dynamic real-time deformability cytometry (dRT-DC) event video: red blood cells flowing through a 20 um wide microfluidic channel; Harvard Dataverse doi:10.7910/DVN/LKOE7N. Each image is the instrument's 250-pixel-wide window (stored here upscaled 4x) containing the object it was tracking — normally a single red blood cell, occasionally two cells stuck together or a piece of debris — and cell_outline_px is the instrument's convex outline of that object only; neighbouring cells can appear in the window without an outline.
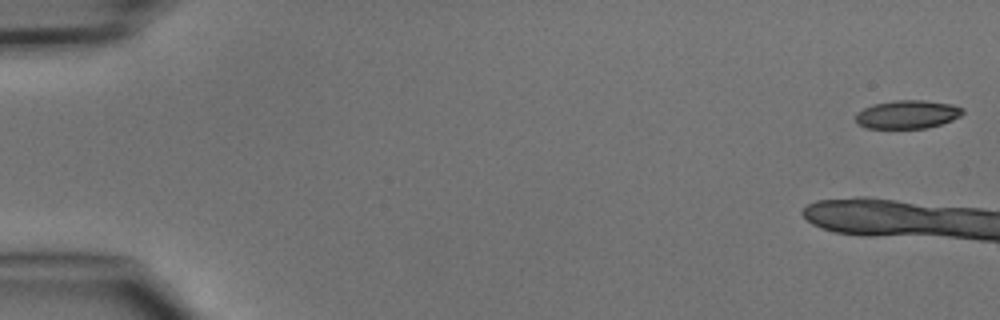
{"species": "common noctule bat (a hibernating species)", "species_latin": "Nyctalus noctula", "temperature_condition": "cold", "stored_images_in_passage": 8, "camera_frame_rate_fps": 3000, "um_per_image_px": 0.085, "animal": {"sex": "male", "body_mass_g": 15.6}, "frame": {"image": 1, "passage_image": 1, "time_ms": 0.0, "image_size_px": [1000, 320], "cell_outline_px": [[964, 112], [960, 116], [952, 120], [928, 128], [868, 128], [860, 124], [856, 120], [856, 112], [872, 104], [896, 100], [924, 100], [952, 104], [964, 108]], "centroid_in_image_um": [77.15, 9.71], "position_along_channel_um": 7.8, "area_um2": 17.69}}